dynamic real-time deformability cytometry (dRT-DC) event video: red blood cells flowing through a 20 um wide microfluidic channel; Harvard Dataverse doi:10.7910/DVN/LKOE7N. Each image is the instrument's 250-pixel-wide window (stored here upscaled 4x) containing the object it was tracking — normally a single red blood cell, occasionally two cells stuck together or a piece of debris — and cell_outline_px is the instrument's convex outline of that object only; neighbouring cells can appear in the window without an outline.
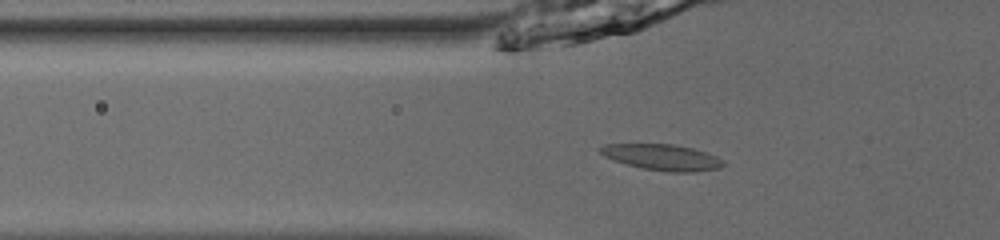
{"species": "common noctule bat (a hibernating species)", "species_latin": "Nyctalus noctula", "temperature_condition": "room temperature", "stored_images_in_passage": 53, "camera_frame_rate_fps": 3000, "um_per_image_px": 0.085, "animal": {"sex": "male", "body_mass_g": 13.0, "forearm_length_mm": 53.1}, "frame": {"image": 1, "passage_image": 21, "time_ms": 6.667, "image_size_px": [1000, 240], "cell_outline_px": [[724, 164], [720, 168], [696, 172], [668, 172], [644, 168], [628, 164], [604, 156], [600, 152], [600, 148], [604, 144], [672, 144], [692, 148], [716, 156], [724, 160]], "centroid_in_image_um": [56.33, 13.37], "position_along_channel_um": 69.5, "area_um2": 18.38}}
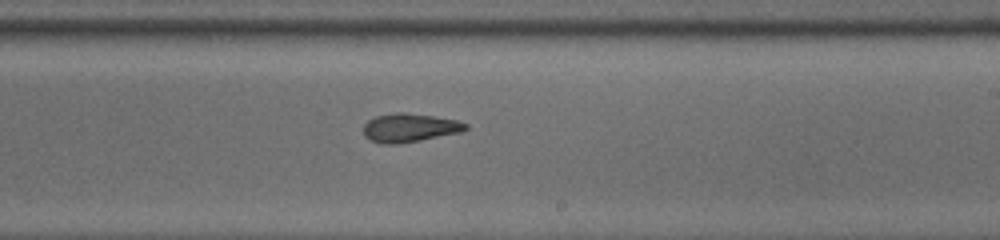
{"frame": {"image": 2, "passage_image": 35, "time_ms": 11.333, "image_size_px": [1000, 240], "cell_outline_px": [[468, 128], [460, 132], [420, 140], [396, 144], [380, 144], [368, 140], [364, 136], [364, 124], [368, 120], [376, 116], [396, 112], [404, 112], [432, 116], [456, 120], [468, 124]], "centroid_in_image_um": [34.77, 10.86], "position_along_channel_um": 254.2, "area_um2": 16.99}}
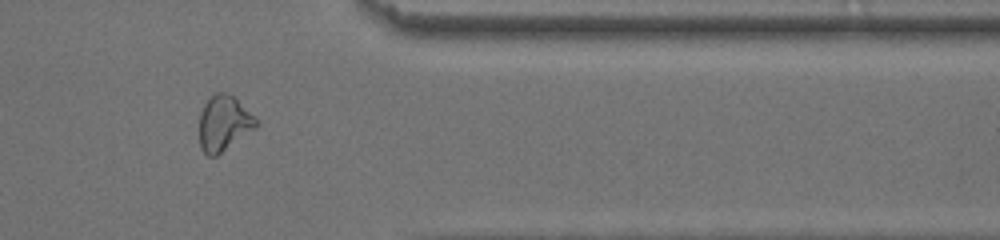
{"frame": {"image": 3, "passage_image": 46, "time_ms": 15.0, "image_size_px": [1000, 240], "cell_outline_px": [[260, 124], [256, 128], [216, 156], [208, 156], [200, 148], [200, 112], [204, 104], [216, 92], [224, 92], [232, 96], [256, 116], [260, 120]], "centroid_in_image_um": [19.06, 10.48], "position_along_channel_um": 392.3, "area_um2": 18.32}}